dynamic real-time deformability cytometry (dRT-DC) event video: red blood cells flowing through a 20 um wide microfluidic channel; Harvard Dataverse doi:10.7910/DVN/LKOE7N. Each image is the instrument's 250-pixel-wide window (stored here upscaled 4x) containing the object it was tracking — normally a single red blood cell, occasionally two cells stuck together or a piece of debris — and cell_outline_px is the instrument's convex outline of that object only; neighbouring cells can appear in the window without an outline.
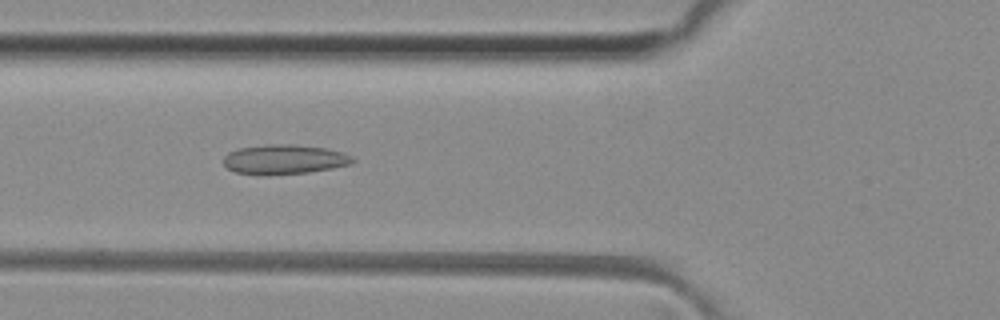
{"species": "common noctule bat (a hibernating species)", "species_latin": "Nyctalus noctula", "temperature_condition": "room temperature", "stored_images_in_passage": 50, "camera_frame_rate_fps": 3000, "um_per_image_px": 0.085, "animal": {"sex": "female", "body_mass_g": 29.2, "forearm_length_mm": 56.3}, "frame": {"image": 1, "passage_image": 18, "time_ms": 5.667, "image_size_px": [1000, 320], "cell_outline_px": [[356, 160], [352, 164], [332, 168], [308, 172], [264, 176], [236, 172], [228, 168], [224, 164], [224, 156], [228, 152], [236, 148], [264, 144], [296, 144], [328, 148], [344, 152], [352, 156]], "centroid_in_image_um": [24.17, 13.54], "position_along_channel_um": 101.6, "area_um2": 22.77}}
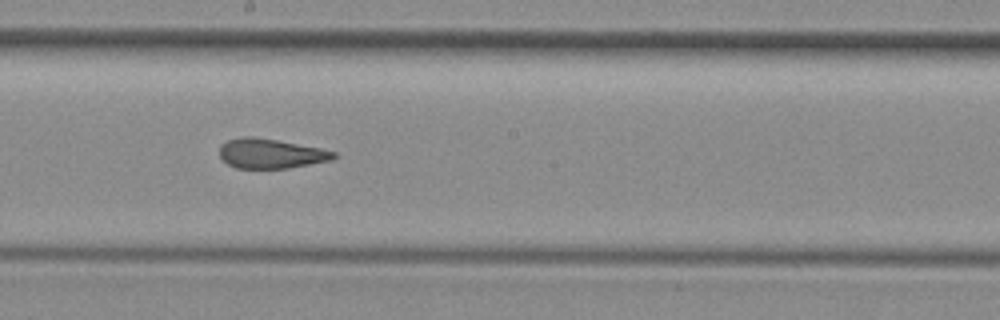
{"frame": {"image": 2, "passage_image": 27, "time_ms": 8.667, "image_size_px": [1000, 320], "cell_outline_px": [[336, 156], [332, 160], [288, 168], [236, 168], [228, 164], [220, 156], [220, 144], [228, 140], [240, 136], [252, 136], [276, 140], [320, 148], [336, 152]], "centroid_in_image_um": [22.99, 13.05], "position_along_channel_um": 225.2, "area_um2": 19.65}}
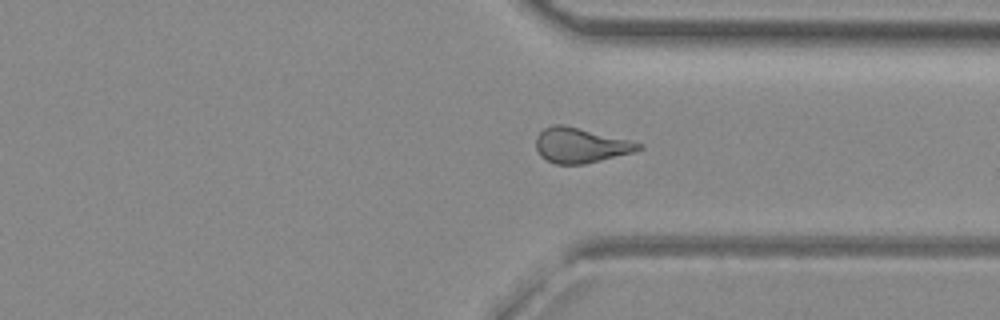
{"frame": {"image": 3, "passage_image": 37, "time_ms": 12.0, "image_size_px": [1000, 320], "cell_outline_px": [[644, 148], [632, 152], [584, 164], [556, 164], [540, 156], [536, 148], [536, 136], [544, 128], [552, 124], [564, 124], [644, 144]], "centroid_in_image_um": [49.32, 12.34], "position_along_channel_um": 362.1, "area_um2": 20.75}, "authors_computed_cell_mechanics": {"area_um2": 21.0681, "velocity_mm_per_s": 4.1091, "shape_relaxation_time_tau1_ms": null, "shape_relaxation_time_tau2_ms": 1.6692, "deformation_change_tau1": null, "deformation_change_tau2": 0.1073}}